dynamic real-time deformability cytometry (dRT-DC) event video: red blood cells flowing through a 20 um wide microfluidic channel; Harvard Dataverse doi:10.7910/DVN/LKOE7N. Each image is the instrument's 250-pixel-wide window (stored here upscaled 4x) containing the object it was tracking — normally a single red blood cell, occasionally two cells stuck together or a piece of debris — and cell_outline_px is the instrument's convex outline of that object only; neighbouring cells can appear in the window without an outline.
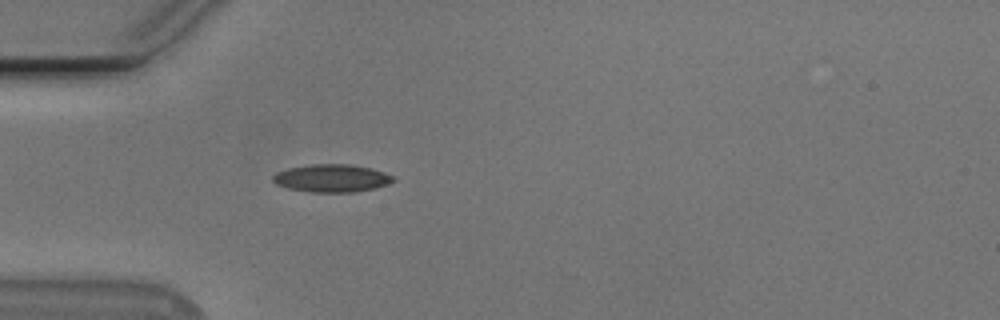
{"species": "Egyptian fruit bat (a non-hibernating species)", "species_latin": "Rousettus aegyptiacus", "temperature_condition": "cold", "stored_images_in_passage": 54, "camera_frame_rate_fps": 3000, "um_per_image_px": 0.085, "animal": {"sex": "male"}, "frame": {"image": 1, "passage_image": 16, "time_ms": 5.0, "image_size_px": [1000, 320], "cell_outline_px": [[396, 180], [388, 184], [356, 192], [312, 192], [288, 188], [276, 184], [272, 180], [272, 176], [276, 172], [288, 168], [312, 164], [348, 164], [372, 168], [392, 176]], "centroid_in_image_um": [28.17, 15.14], "position_along_channel_um": 56.8, "area_um2": 19.36}}
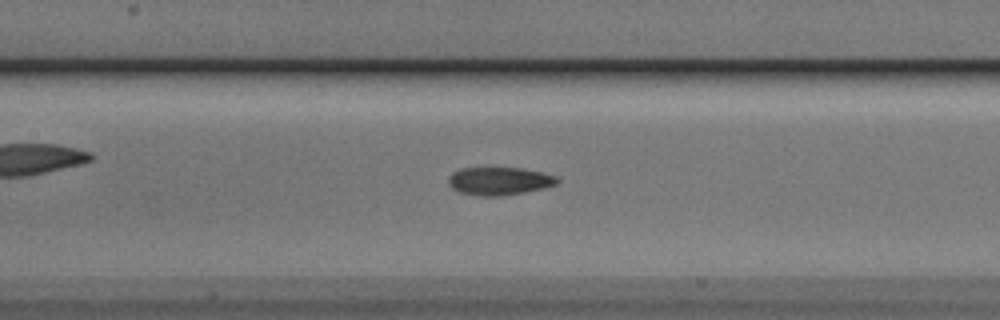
{"frame": {"image": 2, "passage_image": 25, "time_ms": 8.0, "image_size_px": [1000, 320], "cell_outline_px": [[560, 180], [556, 184], [544, 188], [524, 192], [500, 196], [480, 196], [456, 192], [448, 184], [448, 176], [452, 172], [460, 168], [520, 168], [540, 172], [556, 176]], "centroid_in_image_um": [42.39, 15.39], "position_along_channel_um": 165.0, "area_um2": 17.8}}
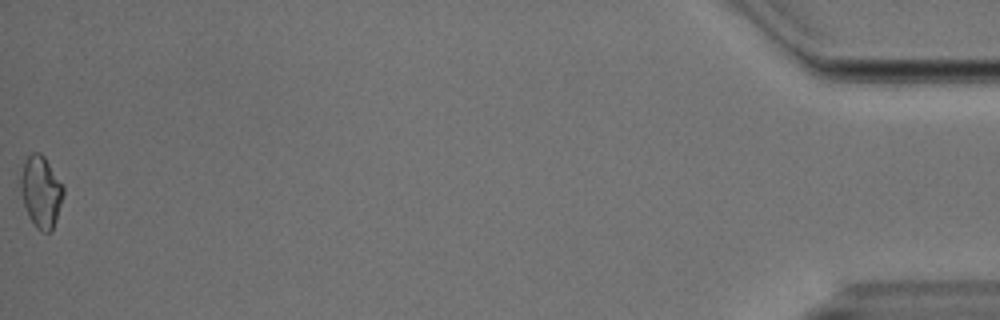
{"frame": {"image": 3, "passage_image": 54, "time_ms": 17.667, "image_size_px": [1000, 320], "cell_outline_px": [[64, 192], [56, 220], [52, 228], [48, 232], [44, 232], [36, 228], [28, 216], [24, 204], [20, 188], [20, 180], [24, 160], [32, 152], [40, 152], [44, 156], [64, 188]], "centroid_in_image_um": [3.46, 16.28], "position_along_channel_um": 431.7, "area_um2": 17.57}, "authors_computed_cell_mechanics": {"area_um2": 17.4556, "velocity_mm_per_s": 3.7898, "shape_relaxation_time_tau1_ms": 6.0844, "shape_relaxation_time_tau2_ms": 2.922, "deformation_change_tau1": 0.1582, "deformation_change_tau2": 0.0854}}